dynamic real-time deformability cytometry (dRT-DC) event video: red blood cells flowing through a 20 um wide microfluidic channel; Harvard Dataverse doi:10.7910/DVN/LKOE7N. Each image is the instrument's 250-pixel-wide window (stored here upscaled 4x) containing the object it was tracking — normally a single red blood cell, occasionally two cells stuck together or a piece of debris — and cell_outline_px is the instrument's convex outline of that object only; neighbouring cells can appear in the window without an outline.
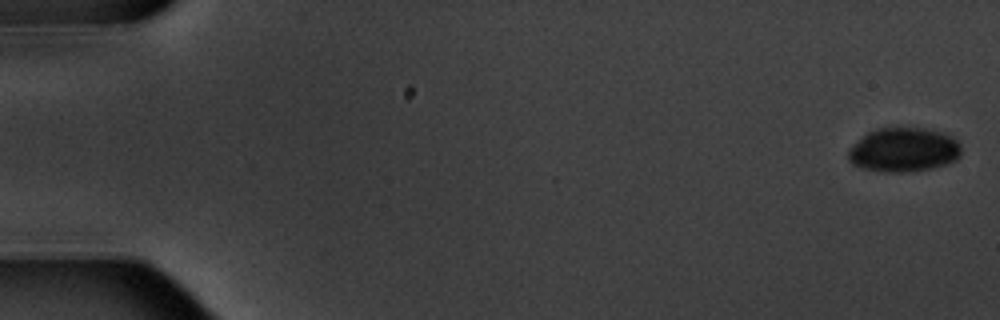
{"species": "common noctule bat (a hibernating species)", "species_latin": "Nyctalus noctula", "temperature_condition": "warm", "stored_images_in_passage": 5, "camera_frame_rate_fps": 3000, "um_per_image_px": 0.085, "animal": {"sex": "male", "body_mass_g": 20.1, "forearm_length_mm": 53.5}, "frame": {"image": 1, "passage_image": 1, "time_ms": 0.0, "image_size_px": [1000, 320], "cell_outline_px": [[960, 156], [956, 160], [948, 164], [932, 168], [900, 172], [884, 172], [864, 168], [852, 164], [848, 160], [848, 148], [868, 132], [876, 128], [924, 128], [944, 132], [952, 136], [960, 144]], "centroid_in_image_um": [76.82, 12.73], "position_along_channel_um": 8.2, "area_um2": 29.19}}
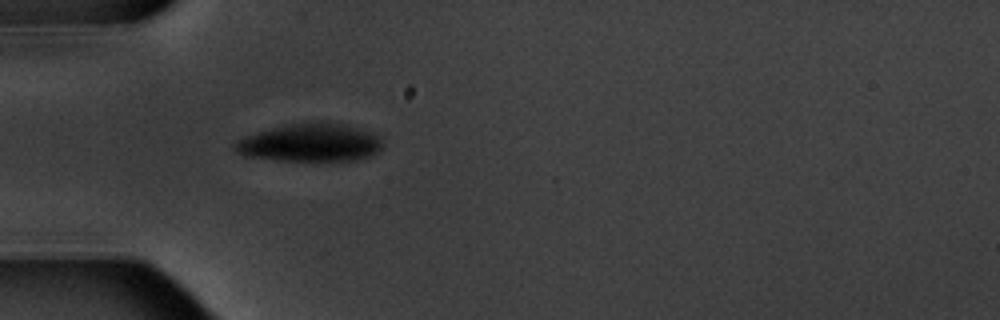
{"frame": {"image": 2, "passage_image": 5, "time_ms": 5.667, "image_size_px": [1000, 320], "cell_outline_px": [[384, 148], [380, 152], [356, 160], [276, 160], [244, 156], [236, 152], [232, 148], [232, 144], [236, 140], [272, 128], [288, 124], [340, 124], [372, 132], [380, 136], [384, 140]], "centroid_in_image_um": [26.39, 12.16], "position_along_channel_um": 58.6, "area_um2": 32.19}}